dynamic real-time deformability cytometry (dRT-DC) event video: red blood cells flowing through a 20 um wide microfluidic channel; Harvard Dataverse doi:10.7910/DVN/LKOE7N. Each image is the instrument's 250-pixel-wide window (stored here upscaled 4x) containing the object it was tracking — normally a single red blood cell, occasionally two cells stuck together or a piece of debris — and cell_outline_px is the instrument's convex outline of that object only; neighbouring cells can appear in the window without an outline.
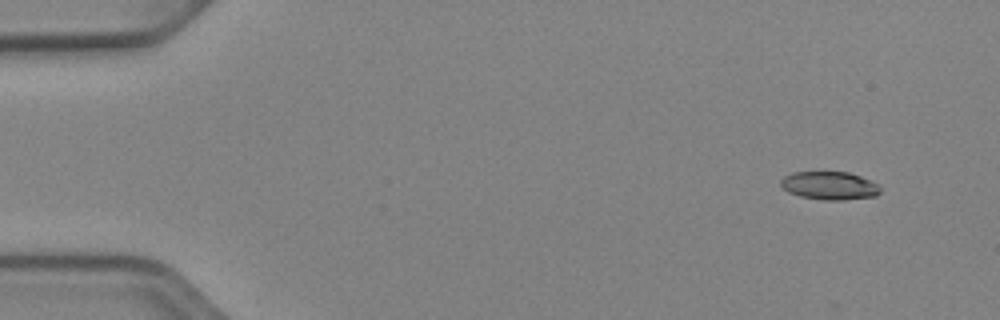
{"species": "Egyptian fruit bat (a non-hibernating species)", "species_latin": "Rousettus aegyptiacus", "temperature_condition": "cold", "stored_images_in_passage": 22, "camera_frame_rate_fps": 3000, "um_per_image_px": 0.085, "animal": {"sex": "female"}, "frame": {"image": 1, "passage_image": 1, "time_ms": 0.0, "image_size_px": [1000, 320], "cell_outline_px": [[880, 192], [876, 196], [844, 200], [824, 200], [800, 196], [788, 192], [780, 184], [780, 180], [784, 176], [792, 172], [848, 172], [860, 176], [880, 184]], "centroid_in_image_um": [70.52, 15.78], "position_along_channel_um": 14.5, "area_um2": 16.42}}
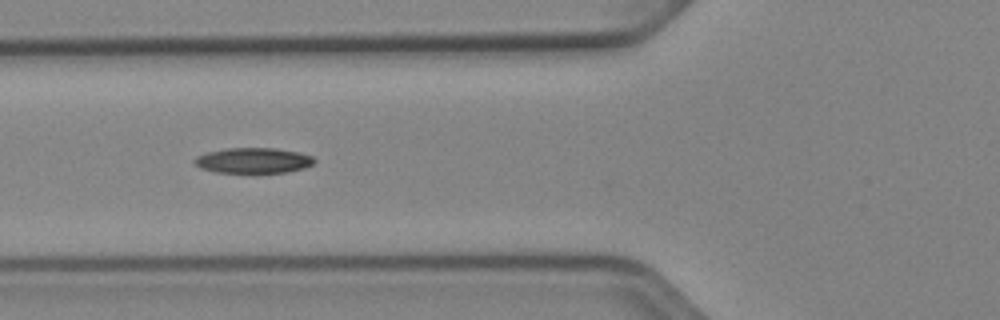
{"frame": {"image": 2, "passage_image": 17, "time_ms": 5.333, "image_size_px": [1000, 320], "cell_outline_px": [[316, 160], [312, 164], [304, 168], [288, 172], [252, 176], [216, 172], [200, 168], [192, 160], [196, 156], [208, 152], [224, 148], [276, 148], [300, 152], [312, 156]], "centroid_in_image_um": [21.53, 13.69], "position_along_channel_um": 104.3, "area_um2": 18.79}}
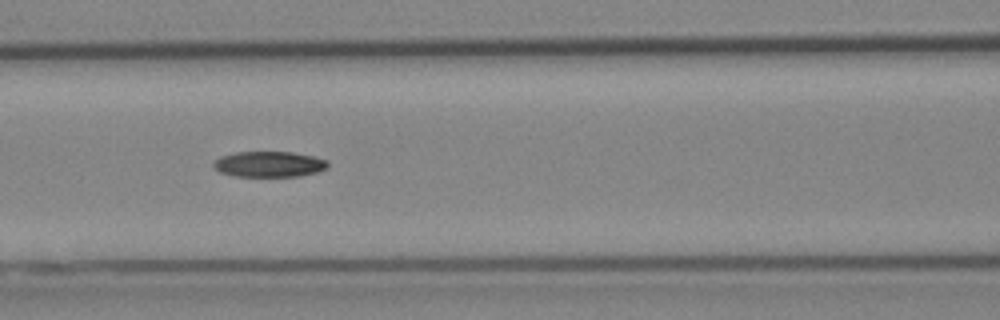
{"frame": {"image": 3, "passage_image": 20, "time_ms": 6.333, "image_size_px": [1000, 320], "cell_outline_px": [[328, 168], [316, 172], [296, 176], [232, 176], [220, 172], [212, 164], [212, 160], [220, 156], [236, 152], [292, 152], [312, 156], [328, 160]], "centroid_in_image_um": [22.84, 13.95], "position_along_channel_um": 143.8, "area_um2": 17.11}}